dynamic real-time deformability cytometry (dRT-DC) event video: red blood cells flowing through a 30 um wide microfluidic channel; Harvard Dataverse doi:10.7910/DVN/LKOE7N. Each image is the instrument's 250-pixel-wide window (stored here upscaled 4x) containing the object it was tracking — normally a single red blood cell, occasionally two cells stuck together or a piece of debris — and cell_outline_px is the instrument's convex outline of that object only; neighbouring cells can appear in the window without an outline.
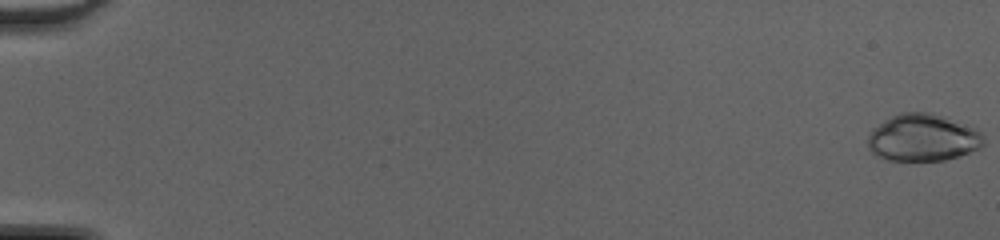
{"species": "common noctule bat (a hibernating species)", "species_latin": "Nyctalus noctula", "temperature_condition": "cold", "stored_images_in_passage": 50, "camera_frame_rate_fps": 3000, "um_per_image_px": 0.085, "animal": {"sex": "female", "body_mass_g": 20.0, "forearm_length_mm": 54.0}, "frame": {"image": 1, "passage_image": 1, "time_ms": 0.0, "image_size_px": [1000, 240], "cell_outline_px": [[984, 144], [980, 148], [960, 156], [944, 160], [884, 160], [876, 156], [868, 148], [868, 136], [872, 128], [884, 120], [900, 112], [932, 112], [976, 128], [984, 136]], "centroid_in_image_um": [78.43, 11.7], "position_along_channel_um": 6.6, "area_um2": 32.08}}
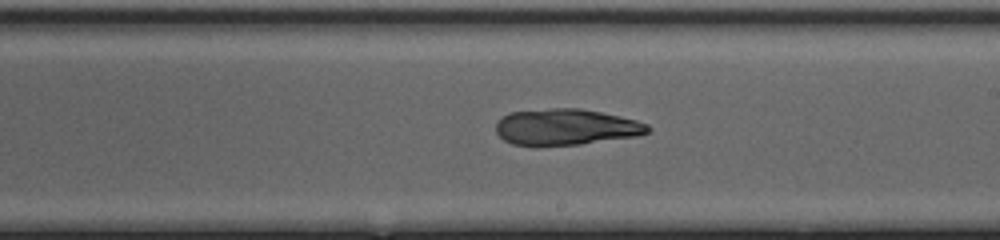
{"frame": {"image": 2, "passage_image": 31, "time_ms": 10.0, "image_size_px": [1000, 240], "cell_outline_px": [[652, 128], [648, 132], [640, 136], [580, 144], [536, 148], [532, 148], [512, 144], [504, 140], [496, 132], [496, 120], [500, 116], [508, 112], [552, 108], [580, 108], [620, 116], [636, 120], [648, 124]], "centroid_in_image_um": [48.05, 10.82], "position_along_channel_um": 240.9, "area_um2": 33.0}}
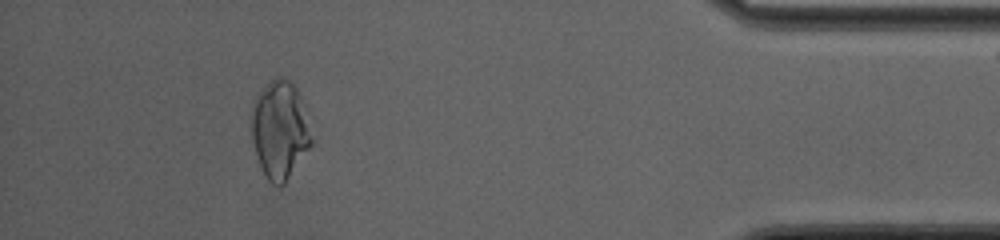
{"frame": {"image": 3, "passage_image": 46, "time_ms": 15.0, "image_size_px": [1000, 240], "cell_outline_px": [[316, 140], [284, 184], [280, 188], [272, 184], [268, 180], [256, 156], [252, 140], [252, 104], [256, 96], [276, 76], [284, 76], [296, 88], [300, 96]], "centroid_in_image_um": [23.83, 11.06], "position_along_channel_um": 411.4, "area_um2": 34.56}}